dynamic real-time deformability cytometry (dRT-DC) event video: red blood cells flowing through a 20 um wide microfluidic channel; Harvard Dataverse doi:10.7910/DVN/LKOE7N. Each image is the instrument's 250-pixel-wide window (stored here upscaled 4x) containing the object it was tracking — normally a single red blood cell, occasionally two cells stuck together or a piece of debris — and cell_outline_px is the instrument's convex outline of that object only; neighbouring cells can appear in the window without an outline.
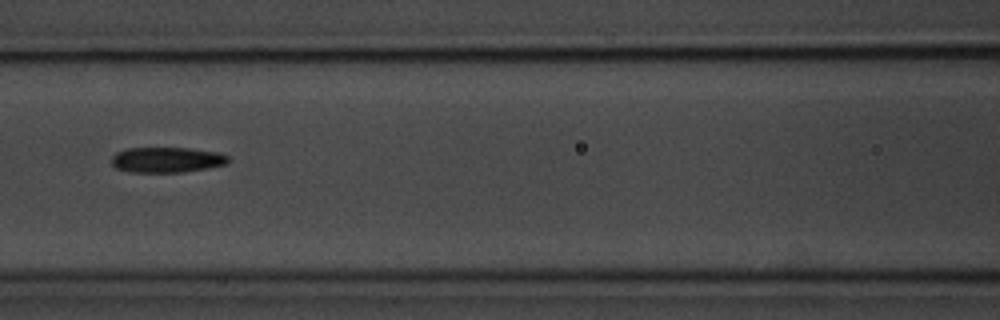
{"species": "common noctule bat (a hibernating species)", "species_latin": "Nyctalus noctula", "temperature_condition": "room temperature", "stored_images_in_passage": 8, "camera_frame_rate_fps": 3000, "um_per_image_px": 0.085, "animal": {"sex": "male", "body_mass_g": 20.1, "forearm_length_mm": 53.5}, "frame": {"image": 1, "passage_image": 6, "time_ms": 6.667, "image_size_px": [1000, 320], "cell_outline_px": [[232, 160], [228, 164], [208, 168], [184, 172], [128, 172], [116, 168], [112, 164], [112, 156], [116, 152], [128, 148], [188, 148], [220, 152], [228, 156]], "centroid_in_image_um": [14.23, 13.58], "position_along_channel_um": 152.4, "area_um2": 17.51}}
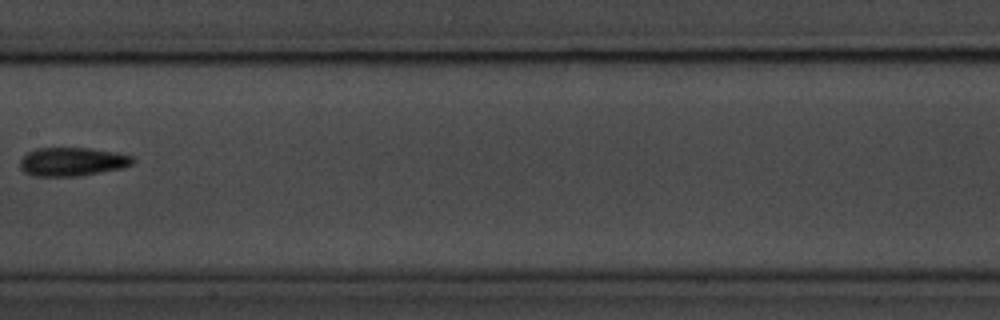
{"frame": {"image": 2, "passage_image": 7, "time_ms": 8.0, "image_size_px": [1000, 320], "cell_outline_px": [[132, 164], [120, 168], [80, 176], [36, 176], [24, 172], [20, 168], [20, 160], [28, 152], [36, 148], [88, 148], [116, 152], [132, 156]], "centroid_in_image_um": [6.1, 13.74], "position_along_channel_um": 201.3, "area_um2": 18.61}}